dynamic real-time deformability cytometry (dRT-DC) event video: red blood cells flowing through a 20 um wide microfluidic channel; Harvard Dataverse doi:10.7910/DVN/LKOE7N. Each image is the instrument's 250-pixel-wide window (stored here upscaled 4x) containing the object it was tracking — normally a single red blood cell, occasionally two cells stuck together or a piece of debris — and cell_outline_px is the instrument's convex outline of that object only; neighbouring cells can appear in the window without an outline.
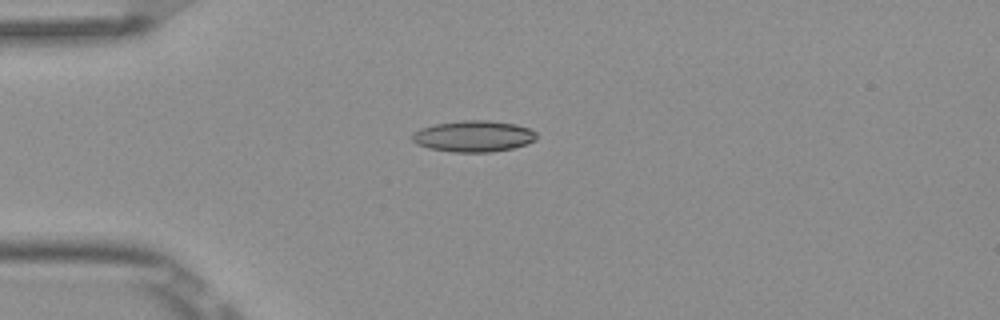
{"species": "Egyptian fruit bat (a non-hibernating species)", "species_latin": "Rousettus aegyptiacus", "temperature_condition": "room temperature", "stored_images_in_passage": 3, "camera_frame_rate_fps": 3000, "um_per_image_px": 0.085, "frame": {"image": 1, "passage_image": 1, "time_ms": 0.0, "image_size_px": [1000, 320], "cell_outline_px": [[536, 140], [512, 148], [488, 152], [452, 152], [428, 148], [416, 144], [412, 140], [412, 136], [420, 128], [436, 124], [464, 120], [488, 120], [516, 124], [528, 128], [536, 132]], "centroid_in_image_um": [40.24, 11.58], "position_along_channel_um": 44.8, "area_um2": 22.48}}
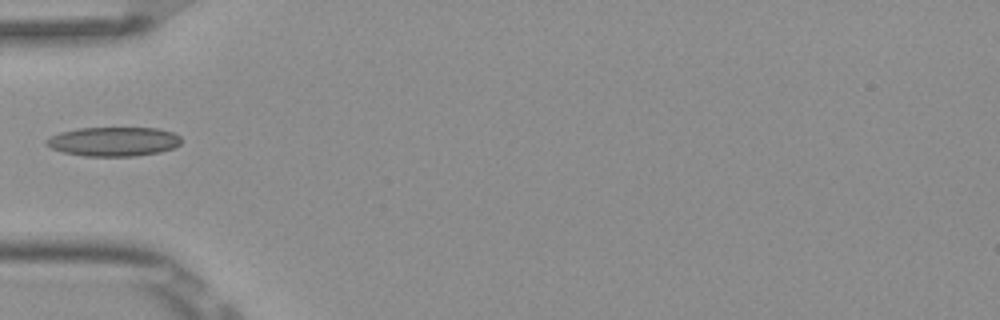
{"frame": {"image": 2, "passage_image": 2, "time_ms": 0.333, "image_size_px": [1000, 320], "cell_outline_px": [[180, 144], [172, 148], [160, 152], [136, 156], [84, 156], [64, 152], [52, 148], [44, 144], [44, 140], [60, 132], [76, 128], [156, 128], [172, 132], [180, 136]], "centroid_in_image_um": [9.63, 12.03], "position_along_channel_um": 75.4, "area_um2": 22.95}}
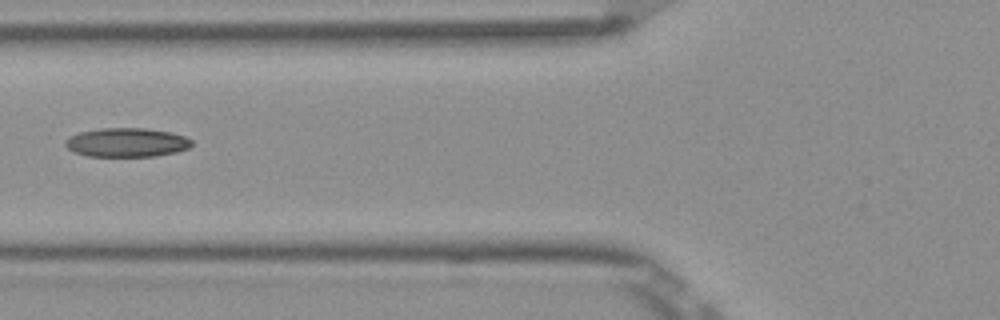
{"frame": {"image": 3, "passage_image": 3, "time_ms": 0.667, "image_size_px": [1000, 320], "cell_outline_px": [[192, 144], [188, 148], [176, 152], [156, 156], [88, 156], [76, 152], [68, 148], [64, 144], [64, 140], [68, 136], [80, 132], [100, 128], [144, 128], [172, 132], [184, 136], [192, 140]], "centroid_in_image_um": [10.76, 12.1], "position_along_channel_um": 115.0, "area_um2": 21.39}}